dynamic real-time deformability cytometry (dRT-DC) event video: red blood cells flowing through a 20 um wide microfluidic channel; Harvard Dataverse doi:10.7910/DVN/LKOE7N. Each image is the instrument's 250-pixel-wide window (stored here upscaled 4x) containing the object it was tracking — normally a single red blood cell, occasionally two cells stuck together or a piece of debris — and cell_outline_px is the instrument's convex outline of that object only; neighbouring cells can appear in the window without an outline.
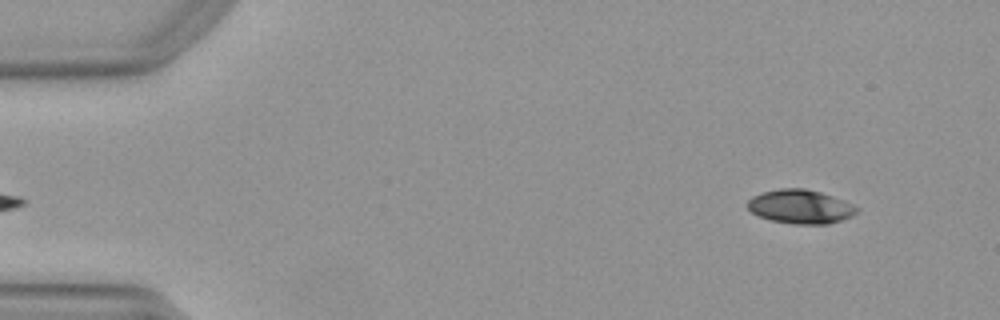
{"species": "Egyptian fruit bat (a non-hibernating species)", "species_latin": "Rousettus aegyptiacus", "temperature_condition": "warm", "stored_images_in_passage": 5, "camera_frame_rate_fps": 3000, "um_per_image_px": 0.085, "animal": {"sex": "female"}, "frame": {"image": 1, "passage_image": 2, "time_ms": 0.333, "image_size_px": [1000, 320], "cell_outline_px": [[860, 208], [852, 216], [828, 224], [792, 224], [772, 220], [760, 216], [752, 212], [748, 208], [748, 200], [752, 196], [760, 192], [780, 188], [804, 188], [820, 192], [844, 200]], "centroid_in_image_um": [68.03, 17.56], "position_along_channel_um": 17.0, "area_um2": 21.56}}